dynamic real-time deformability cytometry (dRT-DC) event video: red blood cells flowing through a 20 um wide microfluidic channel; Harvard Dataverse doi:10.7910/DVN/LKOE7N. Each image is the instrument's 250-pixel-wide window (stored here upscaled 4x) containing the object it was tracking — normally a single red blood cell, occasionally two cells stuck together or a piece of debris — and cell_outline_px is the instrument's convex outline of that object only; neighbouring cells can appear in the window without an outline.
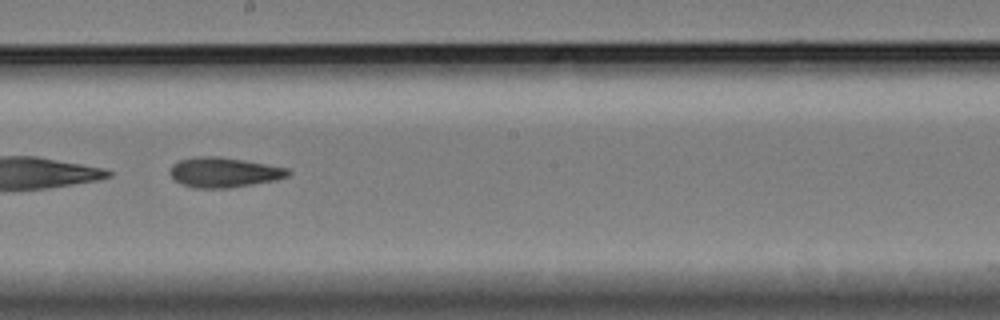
{"species": "Egyptian fruit bat (a non-hibernating species)", "species_latin": "Rousettus aegyptiacus", "temperature_condition": "cold", "stored_images_in_passage": 43, "camera_frame_rate_fps": 3000, "um_per_image_px": 0.085, "animal": {"sex": "female"}, "frame": {"image": 1, "passage_image": 19, "time_ms": 6.0, "image_size_px": [1000, 320], "cell_outline_px": [[292, 172], [288, 176], [276, 180], [228, 188], [196, 188], [184, 184], [176, 180], [168, 172], [172, 164], [180, 160], [196, 156], [220, 156], [288, 168]], "centroid_in_image_um": [19.03, 14.64], "position_along_channel_um": 229.2, "area_um2": 20.52}, "authors_computed_cell_mechanics": {"area_um2": 20.7502, "velocity_mm_per_s": 3.3713, "shape_relaxation_time_tau1_ms": null, "shape_relaxation_time_tau2_ms": 10.7875, "deformation_change_tau1": null, "deformation_change_tau2": 0.2124}}